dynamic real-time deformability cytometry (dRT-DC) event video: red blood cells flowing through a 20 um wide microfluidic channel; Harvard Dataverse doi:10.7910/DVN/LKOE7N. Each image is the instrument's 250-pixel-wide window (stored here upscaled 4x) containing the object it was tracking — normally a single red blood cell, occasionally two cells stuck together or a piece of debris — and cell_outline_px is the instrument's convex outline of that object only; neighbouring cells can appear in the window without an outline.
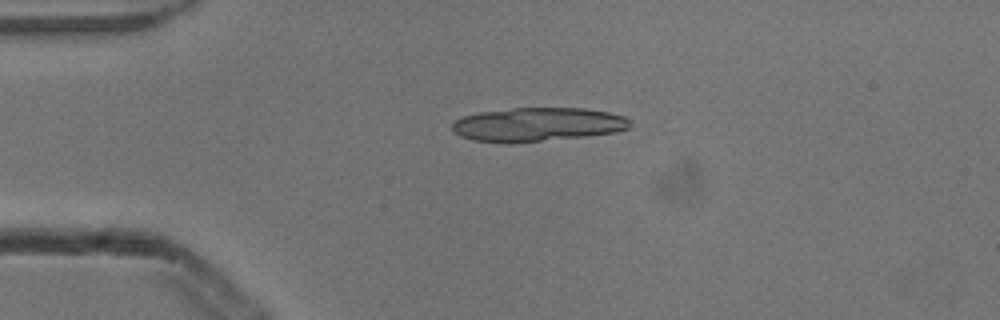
{"species": "common noctule bat (a hibernating species)", "species_latin": "Nyctalus noctula", "temperature_condition": "cold", "stored_images_in_passage": 6, "camera_frame_rate_fps": 3000, "um_per_image_px": 0.085, "animal": {"sex": "male", "body_mass_g": 13.3}, "frame": {"image": 1, "passage_image": 3, "time_ms": 0.667, "image_size_px": [1000, 320], "cell_outline_px": [[632, 120], [628, 128], [616, 132], [588, 136], [508, 144], [472, 140], [460, 136], [452, 128], [452, 124], [456, 120], [464, 116], [480, 112], [512, 108], [584, 108], [608, 112], [624, 116]], "centroid_in_image_um": [45.7, 10.59], "position_along_channel_um": 39.3, "area_um2": 35.2}}
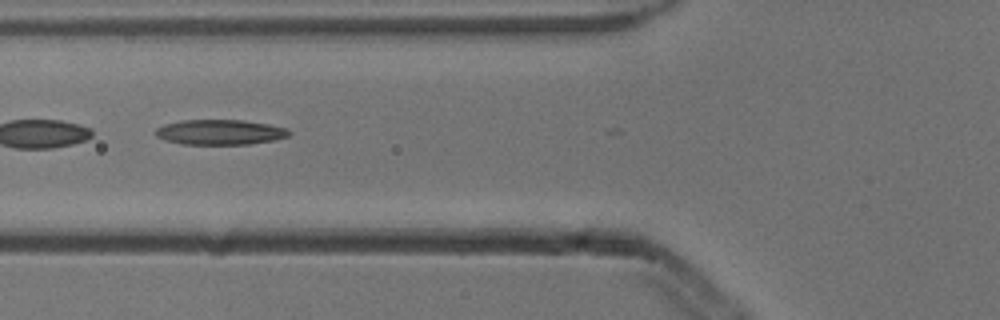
{"frame": {"image": 2, "passage_image": 5, "time_ms": 1.333, "image_size_px": [1000, 320], "cell_outline_px": [[292, 132], [288, 136], [276, 140], [248, 144], [180, 144], [164, 140], [156, 136], [156, 128], [164, 124], [180, 120], [244, 120], [268, 124], [288, 128]], "centroid_in_image_um": [18.71, 11.23], "position_along_channel_um": 107.1, "area_um2": 19.71}}
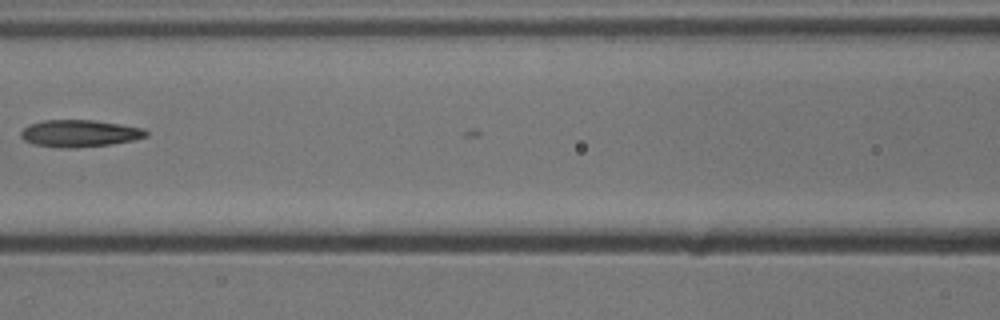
{"frame": {"image": 3, "passage_image": 6, "time_ms": 1.667, "image_size_px": [1000, 320], "cell_outline_px": [[148, 136], [132, 140], [112, 144], [76, 148], [60, 148], [36, 144], [24, 140], [20, 136], [20, 132], [28, 124], [44, 120], [92, 120], [120, 124], [144, 128], [148, 132]], "centroid_in_image_um": [6.76, 11.34], "position_along_channel_um": 159.8, "area_um2": 19.77}}